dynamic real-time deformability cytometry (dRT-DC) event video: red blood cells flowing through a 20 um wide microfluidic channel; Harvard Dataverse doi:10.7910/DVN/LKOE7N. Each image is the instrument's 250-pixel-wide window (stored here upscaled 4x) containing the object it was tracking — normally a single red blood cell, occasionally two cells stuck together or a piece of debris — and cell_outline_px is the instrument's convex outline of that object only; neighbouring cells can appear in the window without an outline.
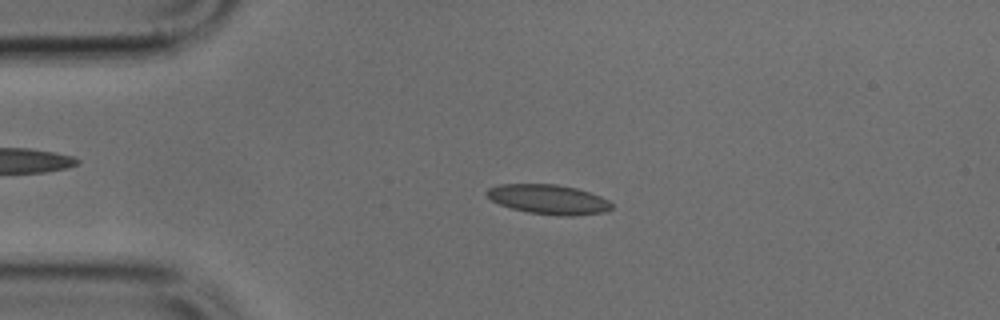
{"species": "common noctule bat (a hibernating species)", "species_latin": "Nyctalus noctula", "temperature_condition": "cold", "stored_images_in_passage": 48, "camera_frame_rate_fps": 3000, "um_per_image_px": 0.085, "animal": {"sex": "male", "body_mass_g": 17.9, "forearm_length_mm": 54.2}, "frame": {"image": 1, "passage_image": 10, "time_ms": 3.0, "image_size_px": [1000, 320], "cell_outline_px": [[612, 208], [604, 212], [572, 216], [560, 216], [528, 212], [512, 208], [500, 204], [492, 200], [484, 192], [488, 188], [500, 184], [556, 184], [576, 188], [600, 196], [608, 200], [612, 204]], "centroid_in_image_um": [46.62, 16.94], "position_along_channel_um": 38.4, "area_um2": 21.44}}
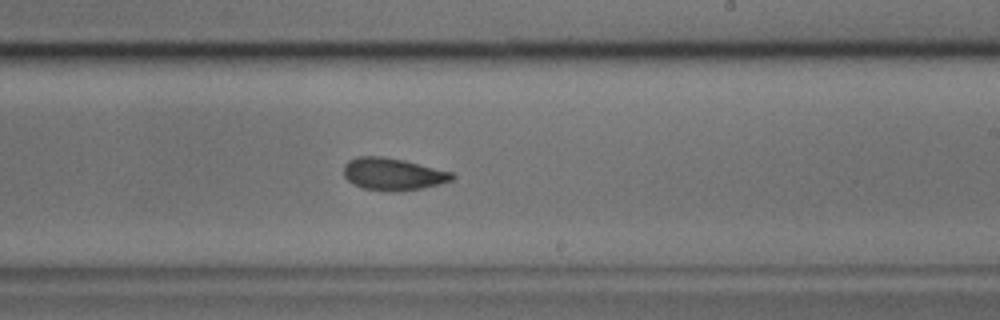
{"frame": {"image": 2, "passage_image": 28, "time_ms": 9.0, "image_size_px": [1000, 320], "cell_outline_px": [[456, 176], [452, 180], [420, 188], [392, 192], [364, 188], [352, 184], [344, 176], [344, 164], [348, 160], [356, 156], [384, 156], [404, 160], [452, 172]], "centroid_in_image_um": [33.35, 14.78], "position_along_channel_um": 255.6, "area_um2": 20.29}}
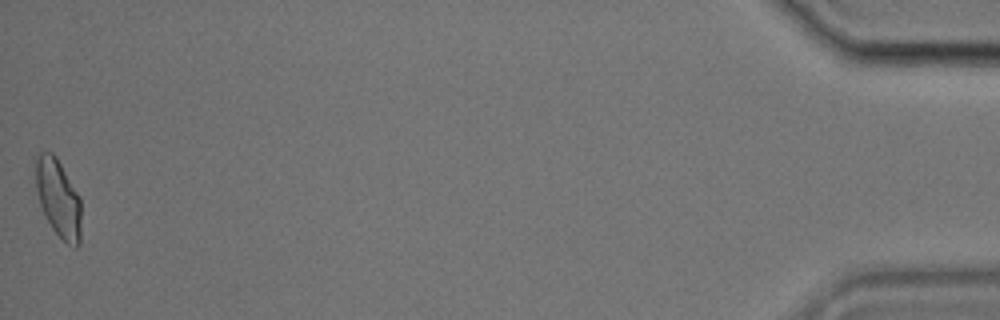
{"frame": {"image": 3, "passage_image": 48, "time_ms": 15.667, "image_size_px": [1000, 320], "cell_outline_px": [[80, 244], [76, 248], [68, 244], [52, 228], [44, 216], [40, 204], [36, 188], [36, 156], [40, 152], [52, 152], [56, 156], [80, 196]], "centroid_in_image_um": [4.96, 16.84], "position_along_channel_um": 430.2, "area_um2": 20.58}}